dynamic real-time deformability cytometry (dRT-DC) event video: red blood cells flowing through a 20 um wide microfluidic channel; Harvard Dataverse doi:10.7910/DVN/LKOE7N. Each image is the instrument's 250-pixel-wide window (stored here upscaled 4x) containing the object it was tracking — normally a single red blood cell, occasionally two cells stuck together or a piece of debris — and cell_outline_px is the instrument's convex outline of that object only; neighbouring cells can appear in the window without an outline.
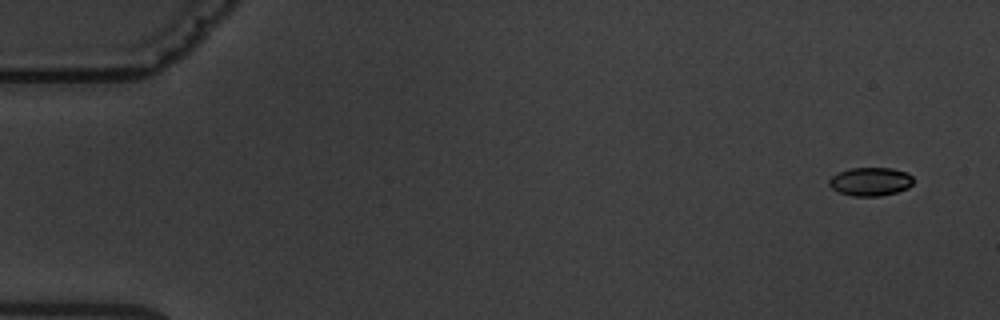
{"species": "common noctule bat (a hibernating species)", "species_latin": "Nyctalus noctula", "temperature_condition": "warm", "stored_images_in_passage": 5, "camera_frame_rate_fps": 3000, "um_per_image_px": 0.085, "animal": {"sex": "male", "body_mass_g": 19.5, "forearm_length_mm": 54.6}, "frame": {"image": 1, "passage_image": 1, "time_ms": 0.0, "image_size_px": [1000, 320], "cell_outline_px": [[912, 184], [908, 188], [896, 192], [880, 196], [852, 196], [840, 192], [832, 188], [828, 184], [828, 180], [832, 176], [840, 172], [852, 168], [892, 168], [908, 172], [912, 176]], "centroid_in_image_um": [74.0, 15.43], "position_along_channel_um": 11.0, "area_um2": 13.93}}
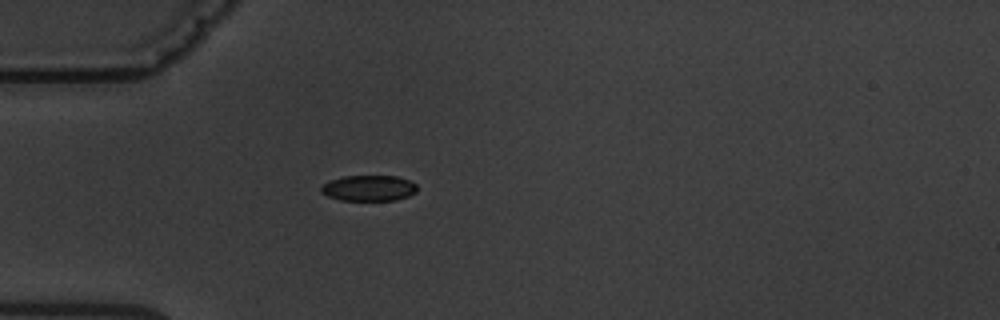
{"frame": {"image": 2, "passage_image": 5, "time_ms": 4.667, "image_size_px": [1000, 320], "cell_outline_px": [[416, 192], [408, 196], [396, 200], [340, 200], [328, 196], [320, 192], [320, 188], [324, 184], [332, 180], [344, 176], [396, 176], [408, 180], [416, 184]], "centroid_in_image_um": [31.35, 15.99], "position_along_channel_um": 53.7, "area_um2": 14.28}}